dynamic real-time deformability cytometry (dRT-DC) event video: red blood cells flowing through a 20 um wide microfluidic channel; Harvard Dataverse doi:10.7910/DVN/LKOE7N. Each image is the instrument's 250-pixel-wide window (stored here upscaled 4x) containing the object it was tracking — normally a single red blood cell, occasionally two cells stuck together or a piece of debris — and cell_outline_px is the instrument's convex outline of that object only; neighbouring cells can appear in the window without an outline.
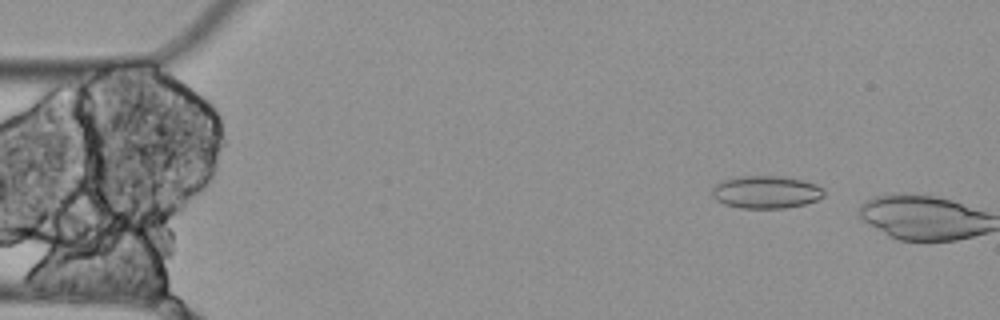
{"species": "Egyptian fruit bat (a non-hibernating species)", "species_latin": "Rousettus aegyptiacus", "temperature_condition": "cold", "stored_images_in_passage": 10, "segment_of_instrument_passage": [1, 2], "camera_frame_rate_fps": 3000, "um_per_image_px": 0.085, "animal": {"sex": "female"}, "frame": {"image": 1, "passage_image": 2, "time_ms": 0.333, "image_size_px": [1000, 320], "cell_outline_px": [[824, 196], [816, 200], [804, 204], [784, 208], [740, 208], [724, 204], [716, 200], [712, 196], [712, 188], [720, 180], [744, 176], [776, 176], [800, 180], [816, 184], [824, 188]], "centroid_in_image_um": [65.09, 16.33], "position_along_channel_um": 19.9, "area_um2": 21.21}}